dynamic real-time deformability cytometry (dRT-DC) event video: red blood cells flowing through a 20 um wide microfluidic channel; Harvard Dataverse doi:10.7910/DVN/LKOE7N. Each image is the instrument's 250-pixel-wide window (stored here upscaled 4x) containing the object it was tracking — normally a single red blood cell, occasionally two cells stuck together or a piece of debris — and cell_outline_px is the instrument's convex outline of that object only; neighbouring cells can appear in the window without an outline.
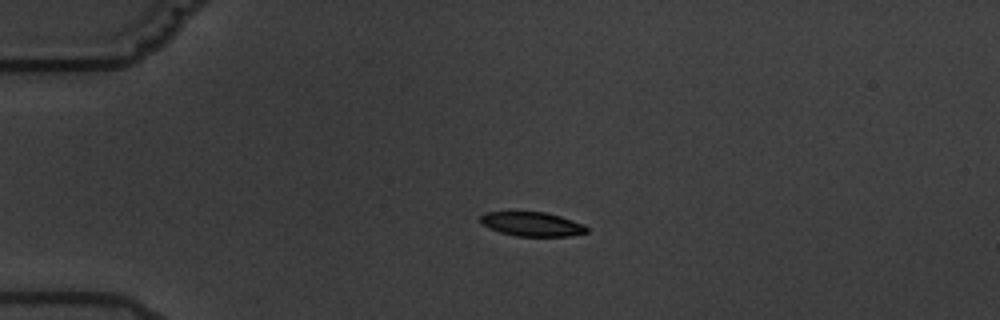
{"species": "common noctule bat (a hibernating species)", "species_latin": "Nyctalus noctula", "temperature_condition": "warm", "stored_images_in_passage": 4, "camera_frame_rate_fps": 3000, "um_per_image_px": 0.085, "animal": {"sex": "male", "body_mass_g": 19.5, "forearm_length_mm": 54.6}, "frame": {"image": 1, "passage_image": 3, "time_ms": 3.333, "image_size_px": [1000, 320], "cell_outline_px": [[588, 232], [568, 236], [516, 236], [500, 232], [488, 228], [480, 224], [480, 216], [484, 212], [544, 212], [560, 216], [584, 224], [588, 228]], "centroid_in_image_um": [45.19, 19.05], "position_along_channel_um": 39.8, "area_um2": 15.03}}